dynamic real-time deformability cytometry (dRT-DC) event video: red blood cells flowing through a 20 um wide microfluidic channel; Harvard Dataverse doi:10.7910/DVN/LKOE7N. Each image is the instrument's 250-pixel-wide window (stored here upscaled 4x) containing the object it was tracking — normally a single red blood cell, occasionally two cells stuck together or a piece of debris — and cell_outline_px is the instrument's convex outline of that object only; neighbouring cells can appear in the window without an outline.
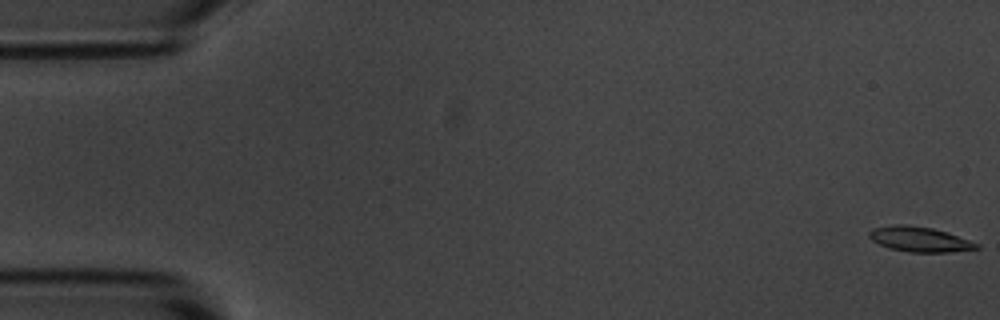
{"species": "common noctule bat (a hibernating species)", "species_latin": "Nyctalus noctula", "temperature_condition": "room temperature", "stored_images_in_passage": 57, "segment_of_instrument_passage": [1, 2], "camera_frame_rate_fps": 3000, "um_per_image_px": 0.085, "animal": {"sex": "male", "body_mass_g": 20.1, "forearm_length_mm": 53.5}, "frame": {"image": 1, "passage_image": 1, "time_ms": 0.0, "image_size_px": [1000, 320], "cell_outline_px": [[980, 248], [948, 252], [908, 252], [888, 248], [872, 240], [868, 236], [868, 232], [872, 228], [896, 224], [904, 224], [932, 228], [948, 232], [980, 244]], "centroid_in_image_um": [78.15, 20.33], "position_along_channel_um": 6.8, "area_um2": 15.72}}
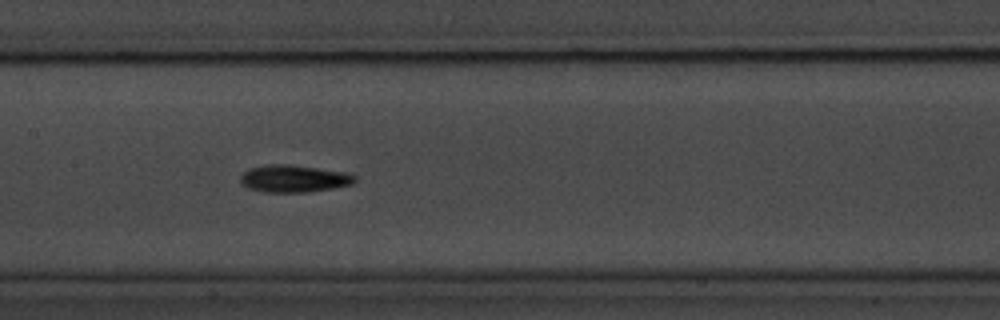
{"frame": {"image": 2, "passage_image": 27, "time_ms": 8.667, "image_size_px": [1000, 320], "cell_outline_px": [[356, 180], [352, 184], [332, 188], [308, 192], [264, 192], [248, 188], [240, 180], [240, 176], [248, 168], [268, 164], [288, 164], [344, 172], [356, 176]], "centroid_in_image_um": [24.95, 15.18], "position_along_channel_um": 182.4, "area_um2": 18.03}}
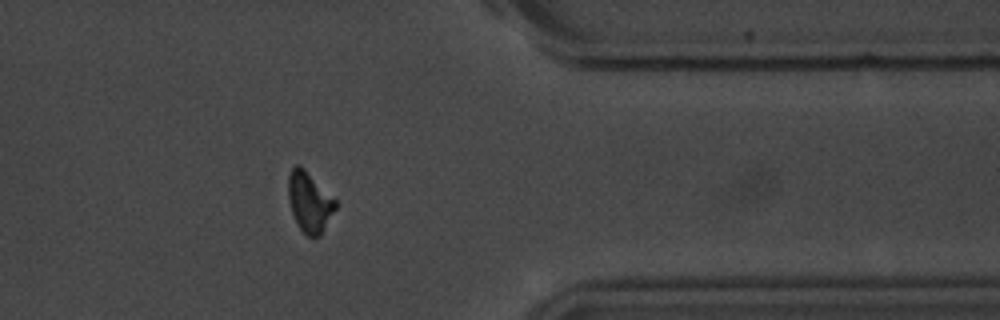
{"frame": {"image": 3, "passage_image": 45, "time_ms": 14.667, "image_size_px": [1000, 320], "cell_outline_px": [[336, 208], [320, 236], [308, 236], [300, 228], [292, 212], [288, 200], [288, 176], [292, 168], [296, 164], [300, 164], [336, 200]], "centroid_in_image_um": [26.29, 17.14], "position_along_channel_um": 385.1, "area_um2": 16.36}}